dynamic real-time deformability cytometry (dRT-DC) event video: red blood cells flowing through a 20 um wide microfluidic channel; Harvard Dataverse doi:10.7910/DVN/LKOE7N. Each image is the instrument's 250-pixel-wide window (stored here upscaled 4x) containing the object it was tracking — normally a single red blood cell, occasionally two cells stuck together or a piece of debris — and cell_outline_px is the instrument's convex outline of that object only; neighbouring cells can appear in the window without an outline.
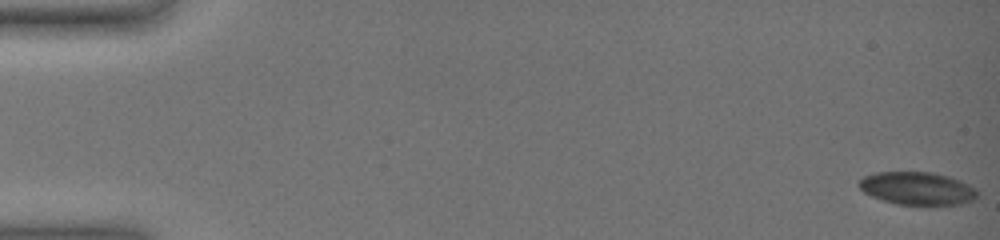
{"species": "common noctule bat (a hibernating species)", "species_latin": "Nyctalus noctula", "temperature_condition": "warm", "stored_images_in_passage": 56, "camera_frame_rate_fps": 3000, "um_per_image_px": 0.085, "animal": {"sex": "female", "body_mass_g": 19.0, "forearm_length_mm": 51.5}, "frame": {"image": 1, "passage_image": 1, "time_ms": 0.0, "image_size_px": [1000, 240], "cell_outline_px": [[980, 192], [972, 200], [960, 204], [896, 204], [872, 196], [864, 192], [860, 188], [860, 180], [864, 176], [876, 172], [932, 172], [948, 176], [960, 180], [976, 188]], "centroid_in_image_um": [77.99, 16.0], "position_along_channel_um": 7.0, "area_um2": 22.43}}
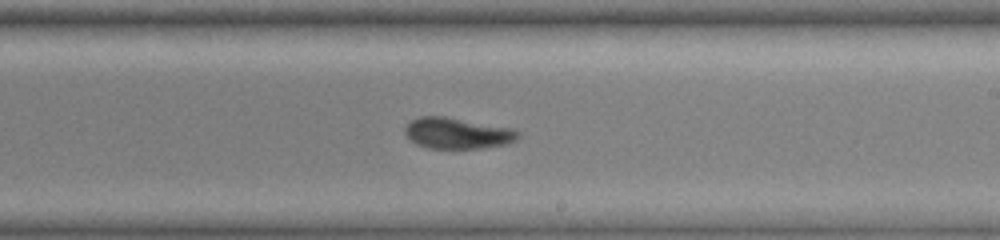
{"frame": {"image": 2, "passage_image": 36, "time_ms": 11.667, "image_size_px": [1000, 240], "cell_outline_px": [[520, 136], [516, 140], [508, 144], [480, 148], [428, 148], [416, 144], [408, 140], [404, 132], [404, 128], [412, 120], [420, 116], [444, 116], [512, 128], [520, 132]], "centroid_in_image_um": [38.87, 11.33], "position_along_channel_um": 250.1, "area_um2": 20.58}}
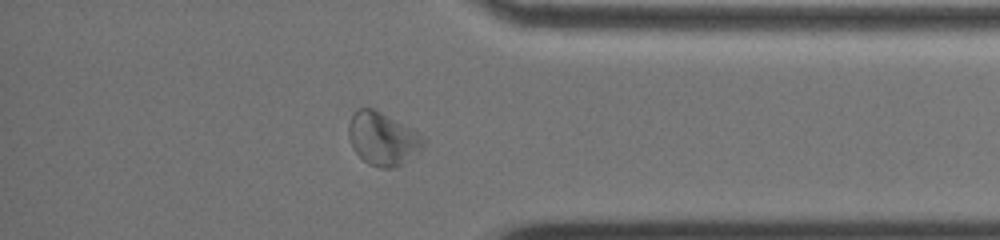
{"frame": {"image": 3, "passage_image": 49, "time_ms": 16.0, "image_size_px": [1000, 240], "cell_outline_px": [[428, 140], [420, 152], [404, 164], [392, 168], [380, 168], [368, 164], [352, 148], [348, 136], [348, 124], [356, 108], [372, 108], [412, 128], [424, 136]], "centroid_in_image_um": [32.56, 11.81], "position_along_channel_um": 402.6, "area_um2": 23.47}, "authors_computed_cell_mechanics": {"area_um2": 22.542, "velocity_mm_per_s": 3.5673, "shape_relaxation_time_tau1_ms": 8.838, "shape_relaxation_time_tau2_ms": 3.6299, "deformation_change_tau1": 0.1868, "deformation_change_tau2": 0.0995}}